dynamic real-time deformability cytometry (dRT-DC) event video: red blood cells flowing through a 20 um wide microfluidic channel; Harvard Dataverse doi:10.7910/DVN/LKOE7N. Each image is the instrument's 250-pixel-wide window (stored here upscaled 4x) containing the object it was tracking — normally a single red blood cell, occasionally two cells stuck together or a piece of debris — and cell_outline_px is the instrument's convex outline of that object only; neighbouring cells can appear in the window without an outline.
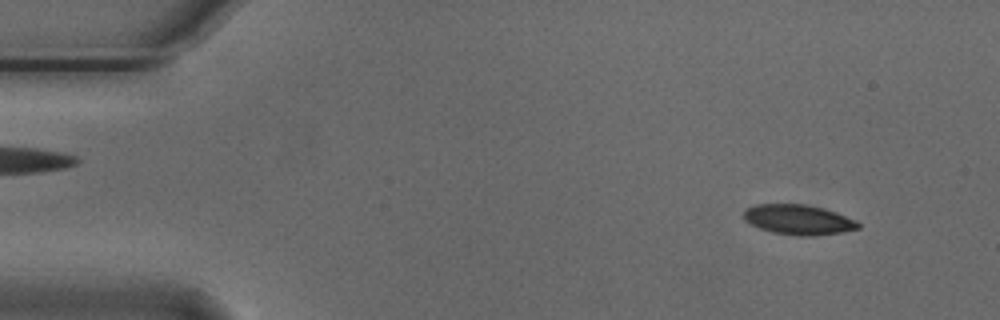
{"species": "Egyptian fruit bat (a non-hibernating species)", "species_latin": "Rousettus aegyptiacus", "temperature_condition": "cold", "stored_images_in_passage": 51, "camera_frame_rate_fps": 3000, "um_per_image_px": 0.085, "animal": {"sex": "male"}, "frame": {"image": 1, "passage_image": 1, "time_ms": 0.0, "image_size_px": [1000, 320], "cell_outline_px": [[860, 228], [844, 232], [816, 236], [796, 236], [772, 232], [760, 228], [744, 220], [744, 212], [748, 208], [756, 204], [808, 204], [824, 208], [836, 212], [856, 220], [860, 224]], "centroid_in_image_um": [67.91, 18.68], "position_along_channel_um": 17.1, "area_um2": 20.17}}
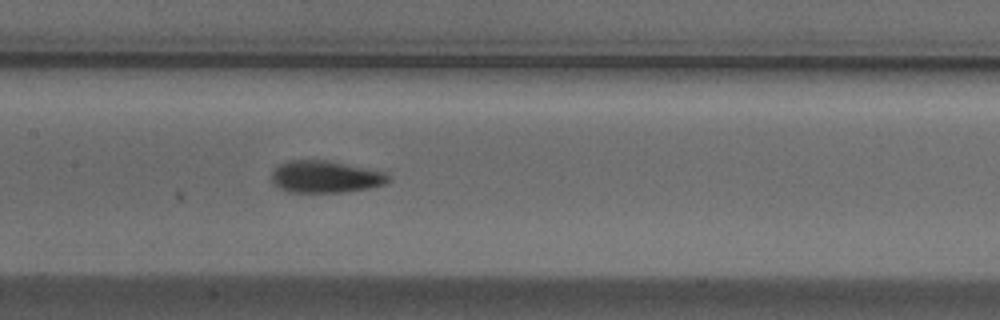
{"frame": {"image": 2, "passage_image": 22, "time_ms": 7.0, "image_size_px": [1000, 320], "cell_outline_px": [[392, 180], [384, 184], [368, 188], [340, 192], [288, 192], [272, 184], [272, 172], [280, 164], [288, 160], [328, 160], [388, 172], [392, 176]], "centroid_in_image_um": [27.7, 15.02], "position_along_channel_um": 179.7, "area_um2": 22.02}}
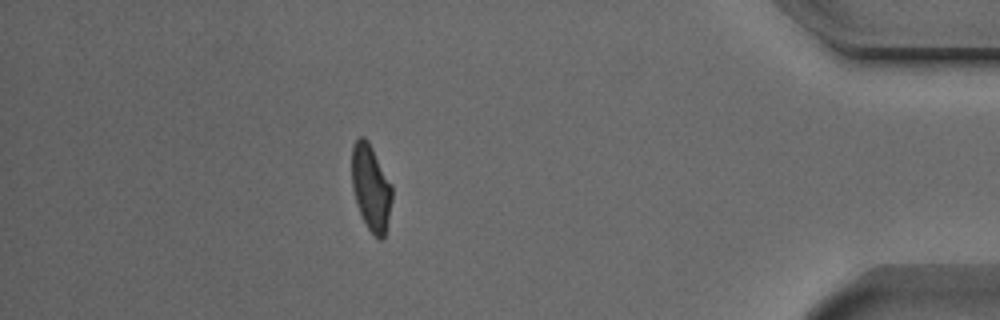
{"frame": {"image": 3, "passage_image": 44, "time_ms": 14.333, "image_size_px": [1000, 320], "cell_outline_px": [[392, 200], [384, 236], [380, 240], [368, 228], [356, 204], [352, 188], [352, 144], [360, 136], [364, 136], [368, 140], [392, 184]], "centroid_in_image_um": [31.52, 15.9], "position_along_channel_um": 403.7, "area_um2": 20.06}, "authors_computed_cell_mechanics": {"area_um2": 20.5768, "velocity_mm_per_s": 3.7136, "shape_relaxation_time_tau1_ms": 3.7979, "shape_relaxation_time_tau2_ms": 2.0295, "deformation_change_tau1": 0.1261, "deformation_change_tau2": 0.071}}